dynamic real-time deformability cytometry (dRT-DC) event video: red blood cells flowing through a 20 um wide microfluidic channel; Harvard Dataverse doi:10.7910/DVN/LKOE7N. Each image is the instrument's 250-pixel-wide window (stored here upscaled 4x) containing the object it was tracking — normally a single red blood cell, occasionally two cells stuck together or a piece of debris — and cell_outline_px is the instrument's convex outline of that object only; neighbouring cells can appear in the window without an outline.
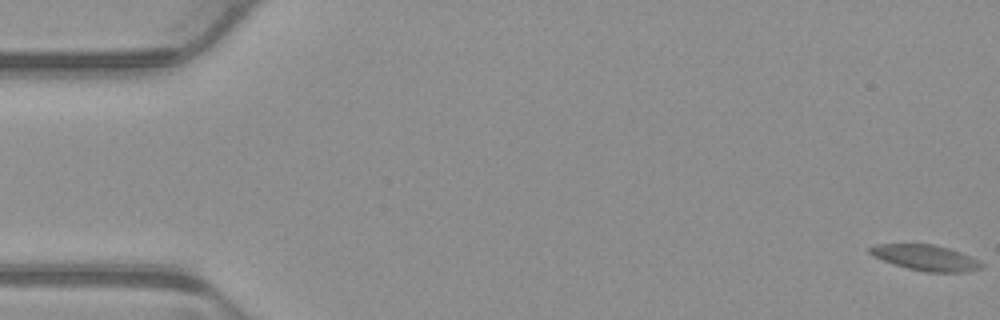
{"species": "common noctule bat (a hibernating species)", "species_latin": "Nyctalus noctula", "temperature_condition": "warm", "stored_images_in_passage": 5, "camera_frame_rate_fps": 3000, "um_per_image_px": 0.085, "animal": {"sex": "male", "body_mass_g": 23.1, "forearm_length_mm": 52.7}, "frame": {"image": 1, "passage_image": 1, "time_ms": 0.0, "image_size_px": [1000, 320], "cell_outline_px": [[984, 264], [980, 268], [964, 272], [924, 272], [908, 268], [872, 256], [868, 252], [868, 248], [876, 244], [932, 244], [948, 248], [960, 252]], "centroid_in_image_um": [78.64, 21.9], "position_along_channel_um": 6.4, "area_um2": 16.42}}
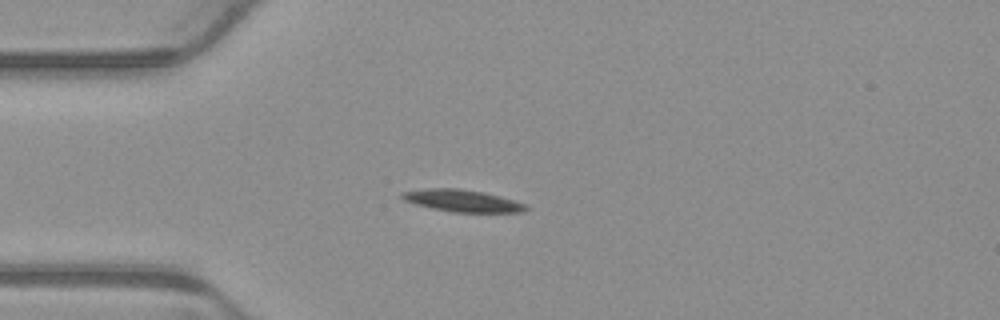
{"frame": {"image": 2, "passage_image": 5, "time_ms": 1.333, "image_size_px": [1000, 320], "cell_outline_px": [[528, 208], [524, 212], [452, 212], [432, 208], [416, 204], [404, 200], [400, 196], [400, 192], [428, 188], [456, 188], [484, 192], [512, 200], [524, 204]], "centroid_in_image_um": [39.25, 17.06], "position_along_channel_um": 45.7, "area_um2": 15.72}}